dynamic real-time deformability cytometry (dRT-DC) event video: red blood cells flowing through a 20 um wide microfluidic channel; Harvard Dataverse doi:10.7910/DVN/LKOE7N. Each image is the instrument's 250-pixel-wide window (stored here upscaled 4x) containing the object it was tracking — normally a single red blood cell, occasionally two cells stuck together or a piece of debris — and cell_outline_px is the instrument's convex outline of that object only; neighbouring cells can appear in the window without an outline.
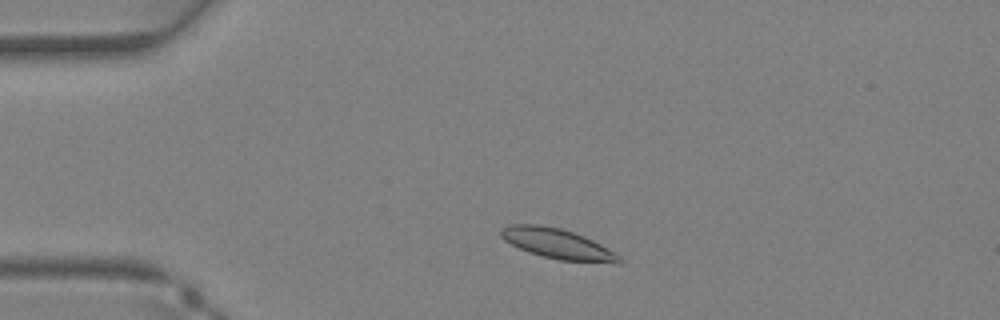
{"species": "Egyptian fruit bat (a non-hibernating species)", "species_latin": "Rousettus aegyptiacus", "temperature_condition": "warm", "stored_images_in_passage": 27, "camera_frame_rate_fps": 3000, "um_per_image_px": 0.085, "animal": {"sex": "female"}, "frame": {"image": 1, "passage_image": 3, "time_ms": 0.667, "image_size_px": [1000, 320], "cell_outline_px": [[624, 260], [620, 264], [560, 260], [528, 252], [504, 240], [500, 236], [500, 228], [508, 224], [536, 224], [560, 228], [584, 236], [600, 244], [620, 256]], "centroid_in_image_um": [47.39, 20.72], "position_along_channel_um": 37.6, "area_um2": 20.75}}
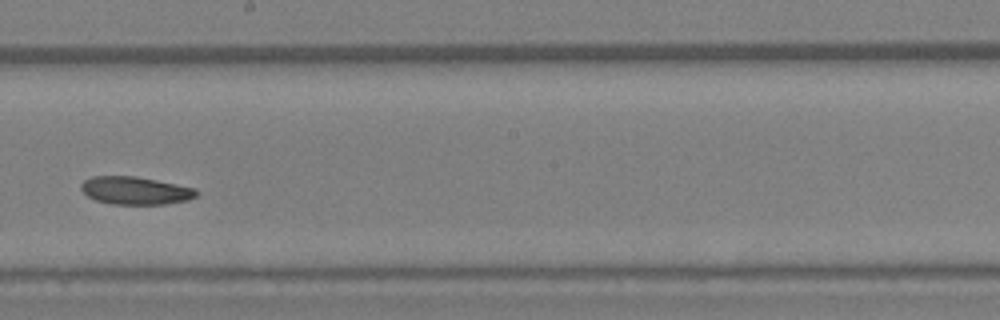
{"frame": {"image": 2, "passage_image": 16, "time_ms": 5.0, "image_size_px": [1000, 320], "cell_outline_px": [[200, 192], [196, 196], [188, 200], [164, 204], [112, 204], [96, 200], [88, 196], [80, 188], [80, 184], [84, 180], [92, 176], [136, 176], [196, 188]], "centroid_in_image_um": [11.51, 16.19], "position_along_channel_um": 236.7, "area_um2": 18.73}}
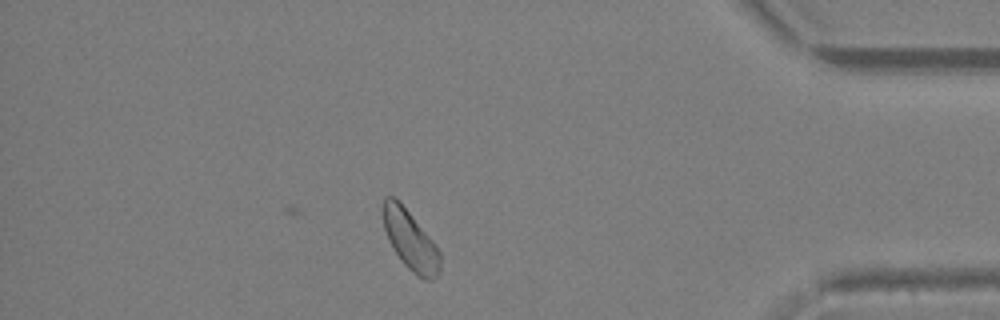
{"frame": {"image": 3, "passage_image": 27, "time_ms": 8.667, "image_size_px": [1000, 320], "cell_outline_px": [[440, 272], [432, 280], [424, 280], [412, 272], [404, 264], [392, 248], [388, 240], [384, 228], [380, 212], [380, 208], [384, 196], [392, 196], [400, 200], [432, 240], [440, 252]], "centroid_in_image_um": [34.83, 20.36], "position_along_channel_um": 400.4, "area_um2": 20.23}}